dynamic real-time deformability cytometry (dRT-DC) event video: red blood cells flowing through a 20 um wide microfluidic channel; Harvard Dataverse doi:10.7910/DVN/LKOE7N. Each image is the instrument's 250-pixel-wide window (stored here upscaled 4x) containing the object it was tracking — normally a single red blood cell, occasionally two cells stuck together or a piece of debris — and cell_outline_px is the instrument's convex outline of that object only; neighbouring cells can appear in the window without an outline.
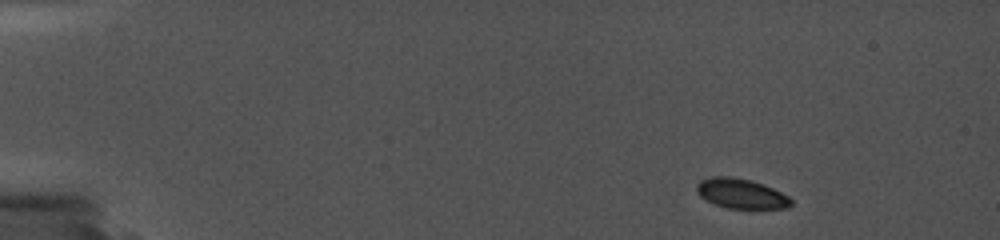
{"species": "common noctule bat (a hibernating species)", "species_latin": "Nyctalus noctula", "temperature_condition": "cold", "stored_images_in_passage": 8, "camera_frame_rate_fps": 5000, "um_per_image_px": 0.085, "animal": {"sex": "female", "body_mass_g": 19.0, "forearm_length_mm": 56.7}, "frame": {"image": 1, "passage_image": 1, "time_ms": 0.0, "image_size_px": [1000, 240], "cell_outline_px": [[792, 204], [788, 208], [728, 208], [716, 204], [700, 196], [696, 192], [696, 184], [700, 180], [712, 176], [732, 176], [752, 180], [764, 184], [788, 196], [792, 200]], "centroid_in_image_um": [62.98, 16.43], "position_along_channel_um": 22.0, "area_um2": 16.42}}
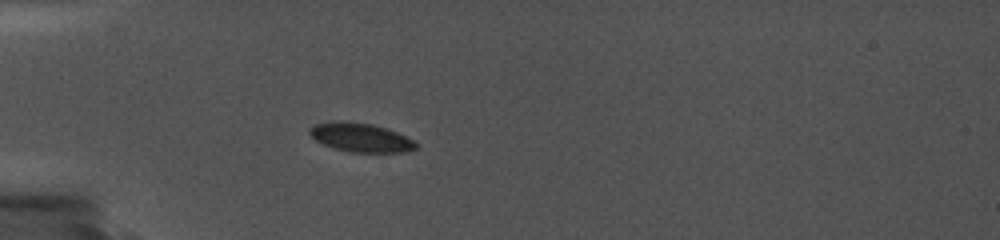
{"frame": {"image": 2, "passage_image": 5, "time_ms": 3.6, "image_size_px": [1000, 240], "cell_outline_px": [[416, 148], [404, 152], [352, 152], [336, 148], [324, 144], [316, 140], [308, 132], [308, 128], [316, 124], [332, 120], [344, 120], [372, 124], [388, 128], [412, 140], [416, 144]], "centroid_in_image_um": [30.62, 11.66], "position_along_channel_um": 54.4, "area_um2": 17.8}}
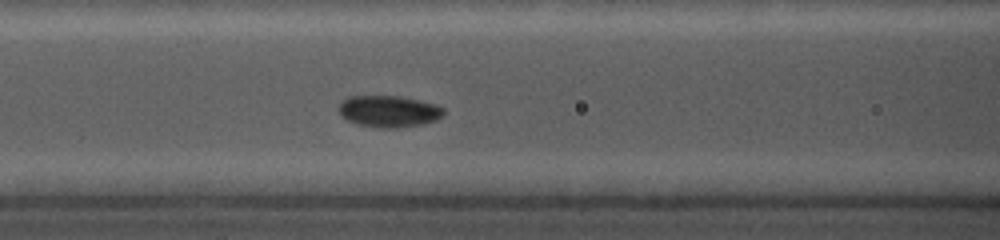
{"frame": {"image": 3, "passage_image": 8, "time_ms": 6.2, "image_size_px": [1000, 240], "cell_outline_px": [[444, 112], [436, 120], [424, 124], [396, 128], [376, 128], [344, 120], [340, 112], [340, 104], [348, 96], [400, 96], [420, 100], [436, 104], [444, 108]], "centroid_in_image_um": [33.06, 9.46], "position_along_channel_um": 133.5, "area_um2": 19.36}}